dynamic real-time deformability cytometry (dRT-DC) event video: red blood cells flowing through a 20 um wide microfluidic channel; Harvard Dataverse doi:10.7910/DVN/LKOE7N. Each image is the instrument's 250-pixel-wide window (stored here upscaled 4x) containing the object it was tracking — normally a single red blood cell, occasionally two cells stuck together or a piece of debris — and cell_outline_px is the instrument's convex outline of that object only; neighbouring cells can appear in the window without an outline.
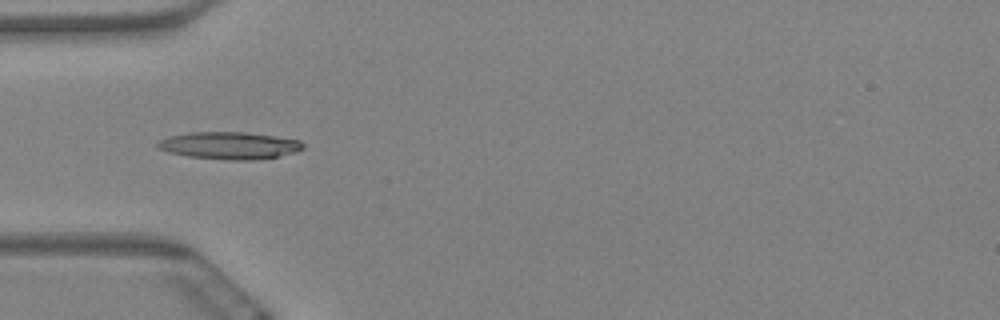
{"species": "Egyptian fruit bat (a non-hibernating species)", "species_latin": "Rousettus aegyptiacus", "temperature_condition": "warm", "stored_images_in_passage": 7, "camera_frame_rate_fps": 3000, "um_per_image_px": 0.085, "animal": {"sex": "female"}, "frame": {"image": 1, "passage_image": 6, "time_ms": 1.667, "image_size_px": [1000, 320], "cell_outline_px": [[304, 148], [296, 152], [276, 156], [252, 160], [228, 160], [188, 156], [168, 152], [160, 148], [156, 144], [160, 140], [168, 136], [192, 132], [244, 132], [300, 140], [304, 144]], "centroid_in_image_um": [19.5, 12.37], "position_along_channel_um": 65.5, "area_um2": 22.83}}
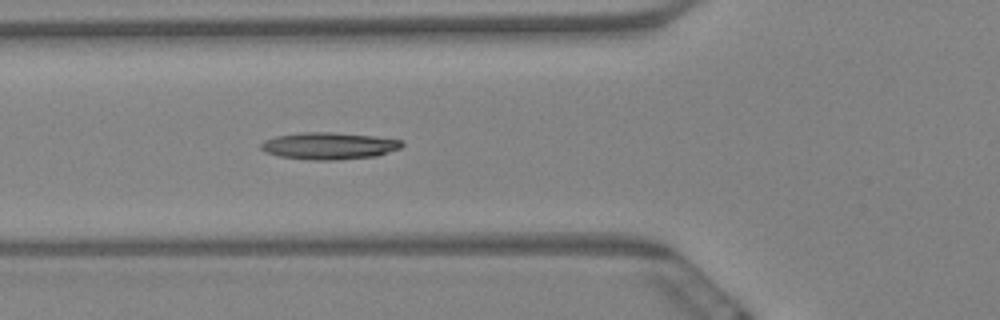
{"frame": {"image": 2, "passage_image": 7, "time_ms": 2.0, "image_size_px": [1000, 320], "cell_outline_px": [[404, 144], [400, 148], [376, 156], [340, 160], [312, 160], [280, 156], [268, 152], [260, 148], [260, 144], [264, 140], [276, 136], [300, 132], [332, 132], [372, 136], [400, 140]], "centroid_in_image_um": [27.95, 12.4], "position_along_channel_um": 97.9, "area_um2": 22.02}}